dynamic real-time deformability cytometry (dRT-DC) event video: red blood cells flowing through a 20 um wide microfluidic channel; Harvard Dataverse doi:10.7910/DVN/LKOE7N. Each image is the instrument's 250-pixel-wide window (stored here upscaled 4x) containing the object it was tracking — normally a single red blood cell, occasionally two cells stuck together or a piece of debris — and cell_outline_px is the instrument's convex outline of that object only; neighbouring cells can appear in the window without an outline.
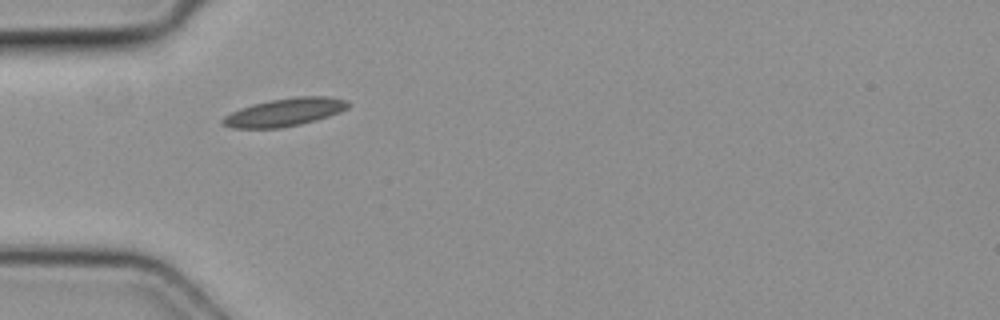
{"species": "common noctule bat (a hibernating species)", "species_latin": "Nyctalus noctula", "temperature_condition": "cold", "stored_images_in_passage": 2, "camera_frame_rate_fps": 3000, "um_per_image_px": 0.085, "animal": {"sex": "female", "body_mass_g": 19.3, "forearm_length_mm": 54.1}, "frame": {"image": 1, "passage_image": 1, "time_ms": 0.0, "image_size_px": [1000, 320], "cell_outline_px": [[352, 104], [348, 108], [340, 112], [316, 120], [300, 124], [280, 128], [232, 128], [220, 124], [220, 120], [224, 116], [240, 108], [252, 104], [268, 100], [296, 96], [328, 96], [348, 100]], "centroid_in_image_um": [24.2, 9.53], "position_along_channel_um": 60.8, "area_um2": 20.69}}
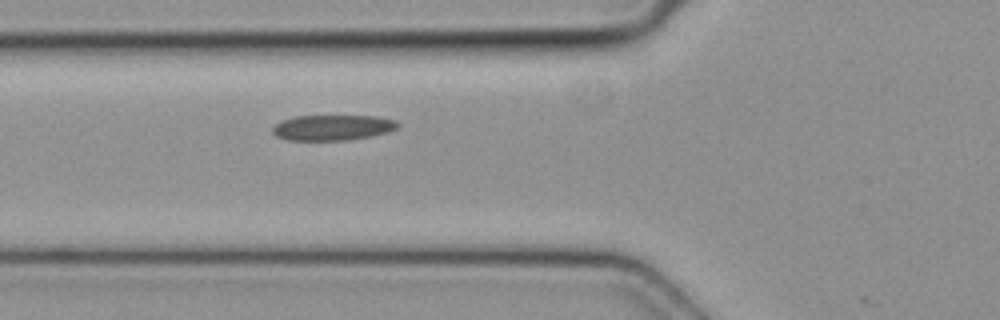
{"frame": {"image": 2, "passage_image": 2, "time_ms": 0.333, "image_size_px": [1000, 320], "cell_outline_px": [[400, 124], [396, 128], [388, 132], [372, 136], [348, 140], [288, 140], [276, 136], [272, 132], [272, 128], [276, 124], [284, 120], [296, 116], [376, 116], [396, 120]], "centroid_in_image_um": [28.29, 10.84], "position_along_channel_um": 97.5, "area_um2": 18.55}}